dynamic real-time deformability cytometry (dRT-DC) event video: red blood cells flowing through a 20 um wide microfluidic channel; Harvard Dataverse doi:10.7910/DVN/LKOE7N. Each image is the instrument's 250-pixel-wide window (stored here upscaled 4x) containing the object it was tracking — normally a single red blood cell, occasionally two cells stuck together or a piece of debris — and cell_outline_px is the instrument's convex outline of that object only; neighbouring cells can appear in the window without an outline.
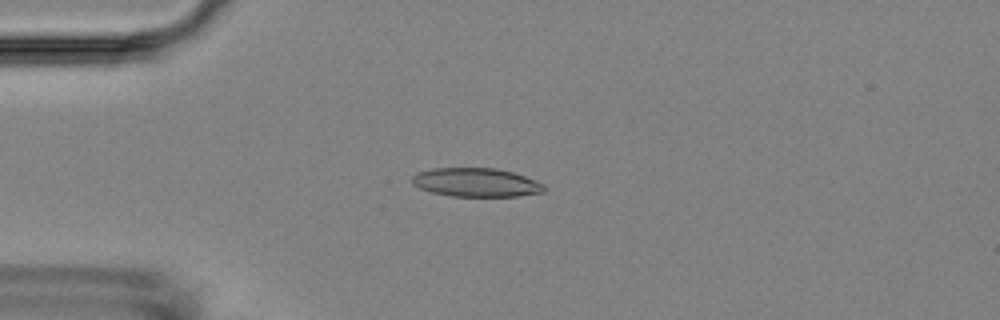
{"species": "Egyptian fruit bat (a non-hibernating species)", "species_latin": "Rousettus aegyptiacus", "temperature_condition": "room temperature", "stored_images_in_passage": 54, "camera_frame_rate_fps": 3000, "um_per_image_px": 0.085, "animal": {"sex": "female"}, "frame": {"image": 1, "passage_image": 13, "time_ms": 4.0, "image_size_px": [1000, 320], "cell_outline_px": [[544, 192], [520, 196], [452, 196], [432, 192], [420, 188], [412, 184], [412, 176], [416, 172], [432, 168], [496, 168], [512, 172], [524, 176], [544, 184]], "centroid_in_image_um": [40.45, 15.5], "position_along_channel_um": 44.6, "area_um2": 22.08}}
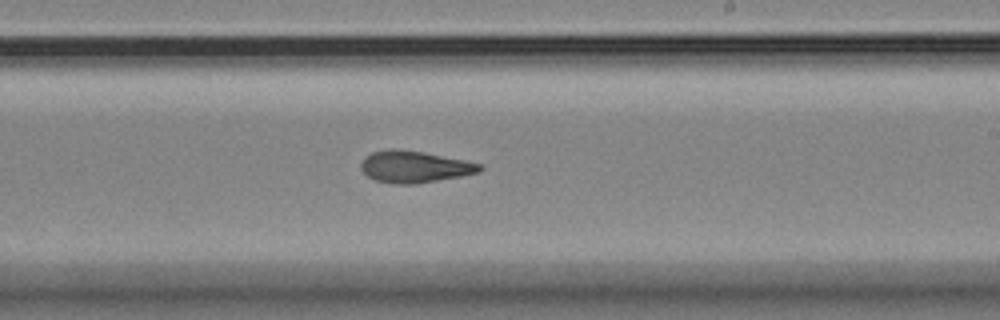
{"frame": {"image": 2, "passage_image": 32, "time_ms": 10.333, "image_size_px": [1000, 320], "cell_outline_px": [[484, 168], [480, 172], [460, 176], [416, 184], [392, 184], [376, 180], [368, 176], [360, 168], [360, 164], [364, 156], [372, 152], [388, 148], [396, 148], [424, 152], [464, 160], [480, 164]], "centroid_in_image_um": [35.2, 14.16], "position_along_channel_um": 253.8, "area_um2": 22.08}}
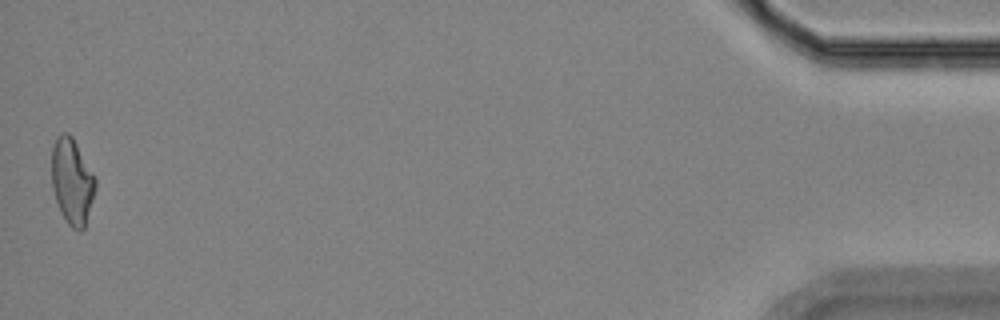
{"frame": {"image": 3, "passage_image": 54, "time_ms": 17.667, "image_size_px": [1000, 320], "cell_outline_px": [[96, 188], [84, 228], [80, 232], [72, 228], [68, 224], [60, 212], [52, 188], [52, 148], [56, 136], [64, 132], [68, 132], [72, 136], [96, 180]], "centroid_in_image_um": [6.11, 15.42], "position_along_channel_um": 429.1, "area_um2": 21.73}, "authors_computed_cell_mechanics": {"area_um2": 21.9062, "velocity_mm_per_s": 3.5972, "shape_relaxation_time_tau1_ms": 10.5658, "shape_relaxation_time_tau2_ms": 4.3455, "deformation_change_tau1": 0.2213, "deformation_change_tau2": 0.1307}}